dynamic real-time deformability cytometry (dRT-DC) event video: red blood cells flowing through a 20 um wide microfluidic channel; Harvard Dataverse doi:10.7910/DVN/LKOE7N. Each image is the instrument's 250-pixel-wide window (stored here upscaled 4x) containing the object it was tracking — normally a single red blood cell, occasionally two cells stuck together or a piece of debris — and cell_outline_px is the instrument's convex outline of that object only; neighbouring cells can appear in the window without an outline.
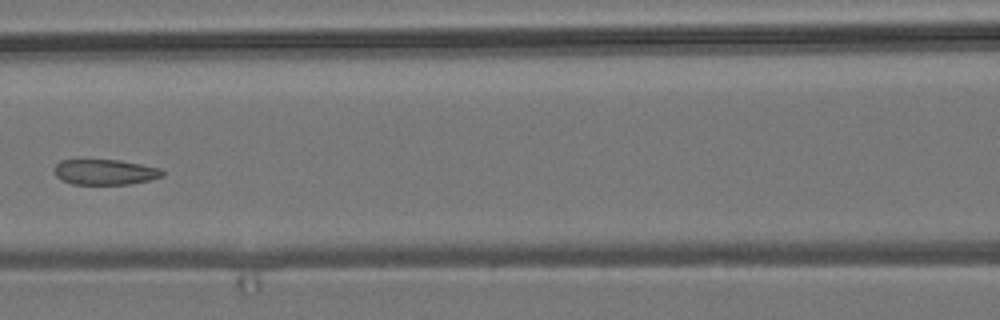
{"species": "common noctule bat (a hibernating species)", "species_latin": "Nyctalus noctula", "temperature_condition": "room temperature", "stored_images_in_passage": 7, "camera_frame_rate_fps": 3000, "um_per_image_px": 0.085, "animal": {"sex": "male", "body_mass_g": 19.2, "forearm_length_mm": 51.8}, "frame": {"image": 1, "passage_image": 7, "time_ms": 2.0, "image_size_px": [1000, 320], "cell_outline_px": [[164, 176], [148, 180], [128, 184], [72, 184], [60, 180], [56, 176], [52, 168], [60, 160], [120, 160], [160, 168], [164, 172]], "centroid_in_image_um": [8.88, 14.62], "position_along_channel_um": 157.7, "area_um2": 16.07}}